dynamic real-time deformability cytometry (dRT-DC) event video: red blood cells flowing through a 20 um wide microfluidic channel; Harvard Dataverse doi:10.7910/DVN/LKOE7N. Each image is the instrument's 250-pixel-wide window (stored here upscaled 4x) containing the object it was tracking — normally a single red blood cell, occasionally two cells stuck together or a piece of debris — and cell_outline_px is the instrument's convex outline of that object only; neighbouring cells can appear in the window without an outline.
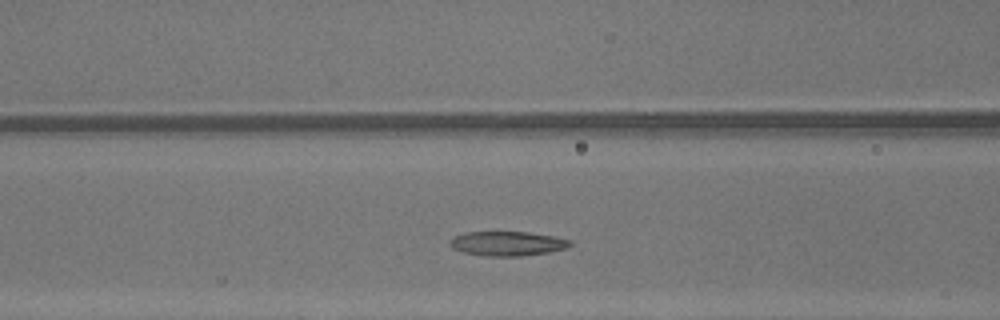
{"species": "common noctule bat (a hibernating species)", "species_latin": "Nyctalus noctula", "temperature_condition": "warm", "stored_images_in_passage": 29, "camera_frame_rate_fps": 3000, "um_per_image_px": 0.085, "animal": {"sex": "male", "body_mass_g": 13.3}, "frame": {"image": 1, "passage_image": 11, "time_ms": 3.333, "image_size_px": [1000, 320], "cell_outline_px": [[572, 244], [568, 248], [548, 252], [520, 256], [480, 256], [464, 252], [452, 248], [448, 244], [448, 240], [452, 236], [464, 232], [528, 232], [552, 236], [572, 240]], "centroid_in_image_um": [43.08, 20.7], "position_along_channel_um": 123.5, "area_um2": 17.34}}
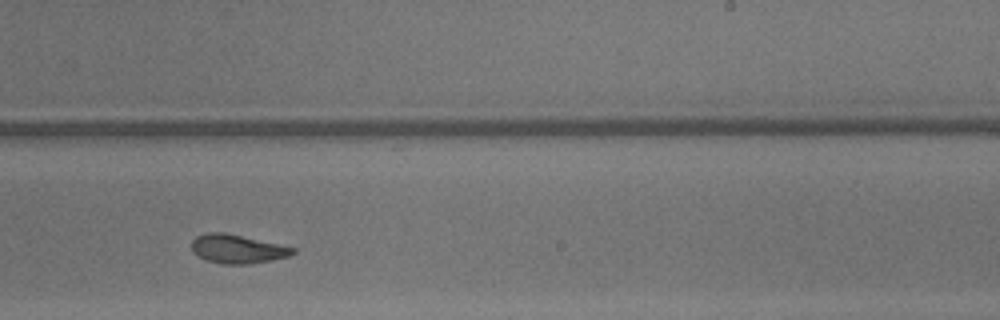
{"frame": {"image": 2, "passage_image": 21, "time_ms": 6.667, "image_size_px": [1000, 320], "cell_outline_px": [[296, 252], [288, 256], [272, 260], [248, 264], [224, 264], [208, 260], [192, 252], [192, 240], [196, 236], [208, 232], [224, 232], [280, 244], [296, 248]], "centroid_in_image_um": [20.19, 21.15], "position_along_channel_um": 268.8, "area_um2": 16.88}}
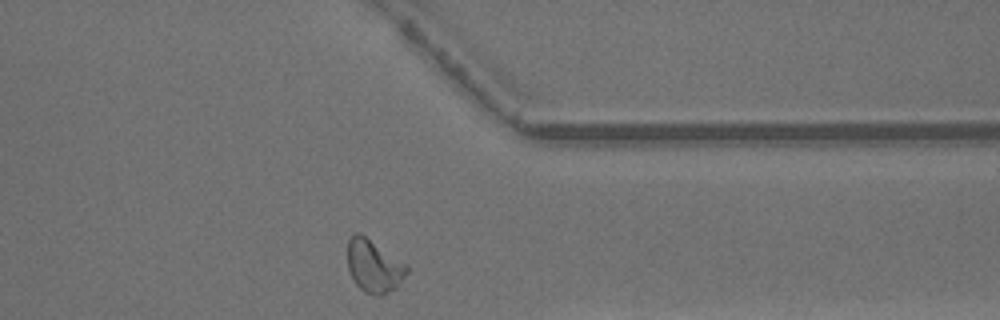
{"frame": {"image": 3, "passage_image": 29, "time_ms": 9.333, "image_size_px": [1000, 320], "cell_outline_px": [[408, 272], [396, 288], [380, 296], [376, 296], [364, 292], [356, 284], [348, 268], [348, 240], [356, 232], [360, 232], [408, 264]], "centroid_in_image_um": [31.8, 22.61], "position_along_channel_um": 379.6, "area_um2": 18.32}, "authors_computed_cell_mechanics": {"area_um2": 17.1088, "velocity_mm_per_s": 4.3692, "shape_relaxation_time_tau1_ms": 8.1814, "shape_relaxation_time_tau2_ms": 2.1149, "deformation_change_tau1": 0.2438, "deformation_change_tau2": 0.0919}}